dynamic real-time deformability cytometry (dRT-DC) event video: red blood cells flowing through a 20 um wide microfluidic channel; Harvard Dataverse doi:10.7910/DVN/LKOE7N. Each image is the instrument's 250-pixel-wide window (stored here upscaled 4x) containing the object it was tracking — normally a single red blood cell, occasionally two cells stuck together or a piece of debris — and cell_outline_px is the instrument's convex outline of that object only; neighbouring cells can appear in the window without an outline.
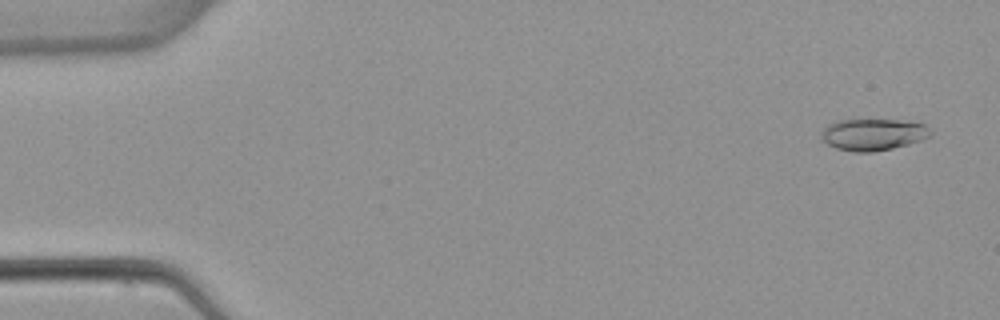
{"species": "common noctule bat (a hibernating species)", "species_latin": "Nyctalus noctula", "temperature_condition": "warm", "stored_images_in_passage": 5, "camera_frame_rate_fps": 3000, "um_per_image_px": 0.085, "animal": {"sex": "female", "body_mass_g": 22.7, "forearm_length_mm": 54.2}, "frame": {"image": 1, "passage_image": 1, "time_ms": 0.0, "image_size_px": [1000, 320], "cell_outline_px": [[932, 136], [908, 144], [892, 148], [872, 152], [852, 152], [836, 148], [828, 144], [820, 136], [820, 132], [828, 124], [836, 120], [900, 120], [924, 124], [932, 132]], "centroid_in_image_um": [74.19, 11.43], "position_along_channel_um": 10.8, "area_um2": 20.17}}
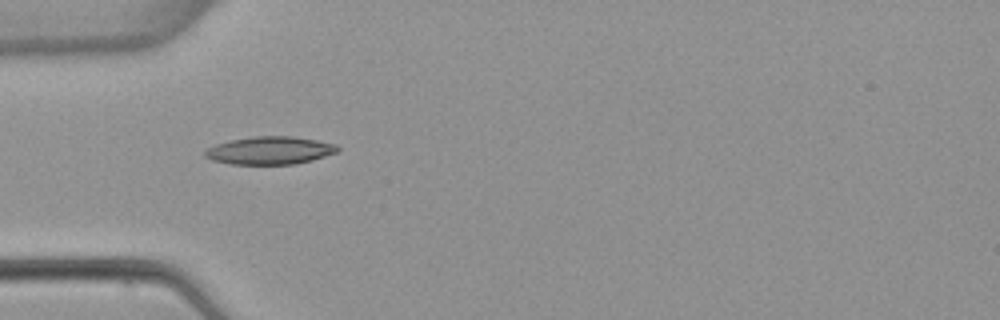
{"frame": {"image": 2, "passage_image": 4, "time_ms": 4.667, "image_size_px": [1000, 320], "cell_outline_px": [[340, 148], [336, 152], [312, 160], [296, 164], [232, 164], [212, 160], [204, 156], [204, 152], [208, 148], [216, 144], [232, 140], [256, 136], [292, 136], [316, 140], [336, 144]], "centroid_in_image_um": [22.94, 12.79], "position_along_channel_um": 62.1, "area_um2": 21.33}}
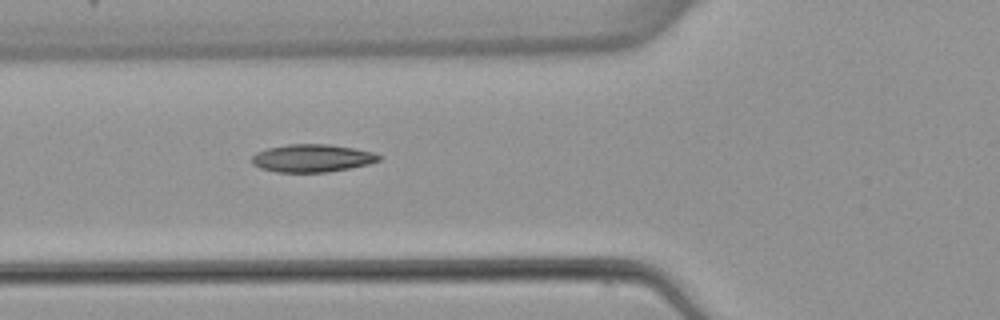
{"frame": {"image": 3, "passage_image": 5, "time_ms": 5.667, "image_size_px": [1000, 320], "cell_outline_px": [[380, 160], [368, 164], [328, 172], [276, 172], [260, 168], [252, 164], [252, 156], [256, 152], [268, 148], [288, 144], [328, 144], [356, 148], [372, 152], [380, 156]], "centroid_in_image_um": [26.51, 13.44], "position_along_channel_um": 99.3, "area_um2": 20.52}}